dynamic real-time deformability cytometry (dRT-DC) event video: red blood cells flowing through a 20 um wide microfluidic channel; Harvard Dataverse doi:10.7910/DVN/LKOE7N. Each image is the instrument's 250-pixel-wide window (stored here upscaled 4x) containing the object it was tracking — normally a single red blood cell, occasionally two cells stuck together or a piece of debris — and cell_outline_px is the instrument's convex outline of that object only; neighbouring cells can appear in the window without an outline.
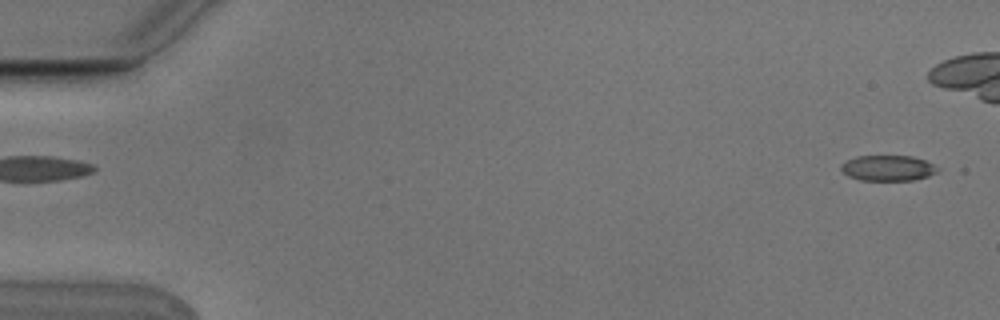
{"species": "Egyptian fruit bat (a non-hibernating species)", "species_latin": "Rousettus aegyptiacus", "temperature_condition": "cold", "stored_images_in_passage": 3, "segment_of_instrument_passage": [2, 2], "camera_frame_rate_fps": 3000, "um_per_image_px": 0.085, "animal": {"sex": "male"}, "frame": {"image": 1, "passage_image": 3, "time_ms": 0.667, "image_size_px": [1000, 320], "cell_outline_px": [[940, 168], [936, 172], [928, 176], [912, 180], [860, 180], [848, 176], [840, 168], [840, 164], [856, 156], [912, 156], [924, 160]], "centroid_in_image_um": [75.46, 14.28], "position_along_channel_um": 9.5, "area_um2": 14.28}}